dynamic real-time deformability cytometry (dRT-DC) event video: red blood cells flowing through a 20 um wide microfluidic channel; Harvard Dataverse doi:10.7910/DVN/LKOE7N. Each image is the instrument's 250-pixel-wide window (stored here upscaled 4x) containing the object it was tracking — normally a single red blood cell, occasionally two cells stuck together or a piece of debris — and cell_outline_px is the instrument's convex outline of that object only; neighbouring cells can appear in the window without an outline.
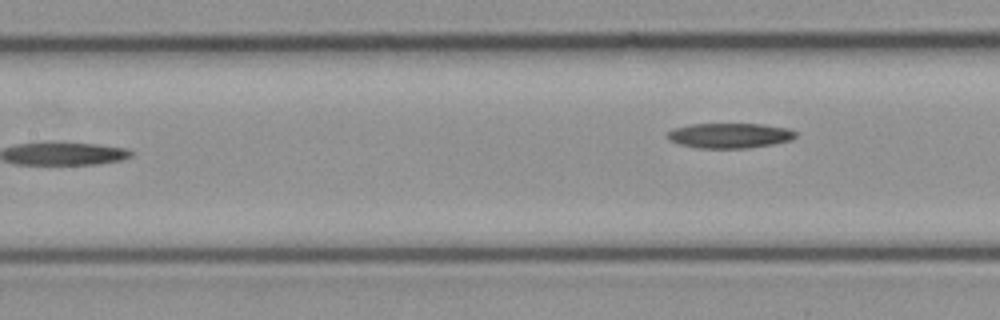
{"species": "common noctule bat (a hibernating species)", "species_latin": "Nyctalus noctula", "temperature_condition": "cold", "stored_images_in_passage": 15, "camera_frame_rate_fps": 3000, "um_per_image_px": 0.085, "animal": {"sex": "female", "body_mass_g": 21.9}, "frame": {"image": 1, "passage_image": 15, "time_ms": 4.667, "image_size_px": [1000, 320], "cell_outline_px": [[796, 136], [792, 140], [772, 144], [748, 148], [700, 148], [676, 144], [668, 140], [668, 132], [672, 128], [692, 124], [760, 124], [788, 128], [796, 132]], "centroid_in_image_um": [62.0, 11.52], "position_along_channel_um": 145.4, "area_um2": 18.79}}